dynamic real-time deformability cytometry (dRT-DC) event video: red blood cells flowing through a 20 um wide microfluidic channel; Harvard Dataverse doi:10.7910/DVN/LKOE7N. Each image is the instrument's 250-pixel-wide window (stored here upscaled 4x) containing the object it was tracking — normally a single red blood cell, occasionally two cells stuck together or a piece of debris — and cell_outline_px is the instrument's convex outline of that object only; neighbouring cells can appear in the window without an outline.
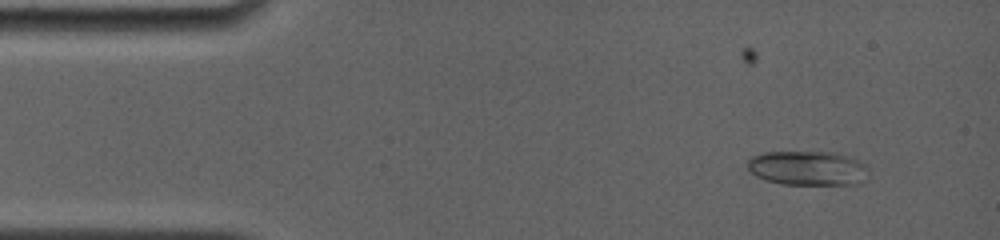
{"species": "common noctule bat (a hibernating species)", "species_latin": "Nyctalus noctula", "temperature_condition": "room temperature", "stored_images_in_passage": 60, "camera_frame_rate_fps": 4000, "um_per_image_px": 0.085, "animal": {"sex": "female", "body_mass_g": 19.0, "forearm_length_mm": 56.7}, "frame": {"image": 1, "passage_image": 6, "time_ms": 1.0, "image_size_px": [1000, 240], "cell_outline_px": [[868, 168], [860, 180], [856, 184], [784, 184], [764, 180], [756, 176], [748, 168], [748, 160], [752, 156], [764, 152], [836, 152], [852, 156], [868, 164]], "centroid_in_image_um": [68.65, 14.27], "position_along_channel_um": 16.3, "area_um2": 24.28}}
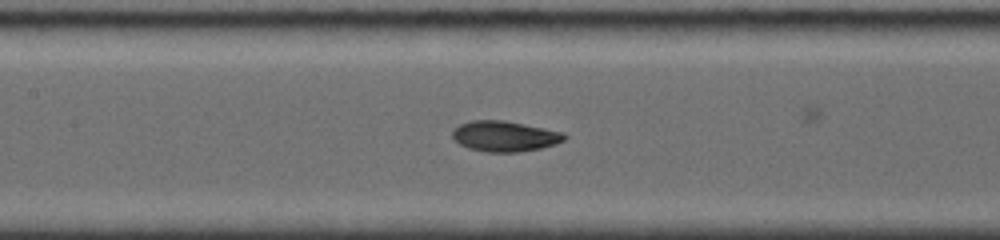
{"frame": {"image": 2, "passage_image": 30, "time_ms": 7.0, "image_size_px": [1000, 240], "cell_outline_px": [[568, 136], [564, 140], [556, 144], [540, 148], [516, 152], [484, 152], [468, 148], [460, 144], [452, 136], [452, 132], [460, 124], [472, 120], [504, 120], [564, 132]], "centroid_in_image_um": [42.91, 11.58], "position_along_channel_um": 164.5, "area_um2": 19.88}}
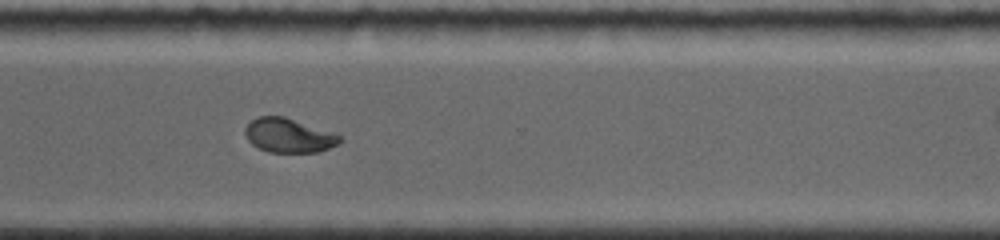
{"frame": {"image": 3, "passage_image": 51, "time_ms": 11.75, "image_size_px": [1000, 240], "cell_outline_px": [[344, 140], [340, 144], [320, 152], [268, 152], [252, 144], [248, 140], [244, 132], [244, 128], [256, 116], [284, 116], [336, 132]], "centroid_in_image_um": [24.6, 11.51], "position_along_channel_um": 346.0, "area_um2": 19.25}}